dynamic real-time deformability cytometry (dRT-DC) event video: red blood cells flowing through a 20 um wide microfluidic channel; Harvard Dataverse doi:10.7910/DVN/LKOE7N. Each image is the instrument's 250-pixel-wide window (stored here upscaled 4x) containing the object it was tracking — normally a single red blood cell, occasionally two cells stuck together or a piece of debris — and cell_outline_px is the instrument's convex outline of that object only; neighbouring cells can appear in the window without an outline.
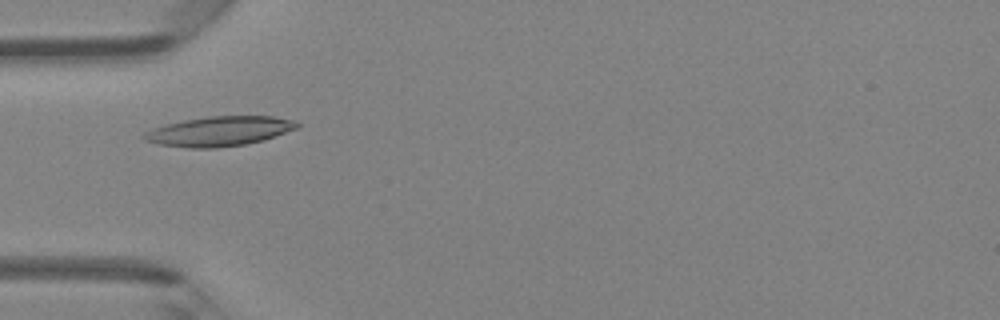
{"species": "Egyptian fruit bat (a non-hibernating species)", "species_latin": "Rousettus aegyptiacus", "temperature_condition": "room temperature", "stored_images_in_passage": 30, "camera_frame_rate_fps": 3000, "um_per_image_px": 0.085, "animal": {"sex": "female"}, "frame": {"image": 1, "passage_image": 2, "time_ms": 0.333, "image_size_px": [1000, 320], "cell_outline_px": [[300, 128], [264, 140], [244, 144], [216, 148], [188, 148], [160, 144], [144, 140], [140, 136], [144, 132], [152, 128], [184, 120], [208, 116], [272, 116], [296, 120], [300, 124]], "centroid_in_image_um": [18.67, 11.15], "position_along_channel_um": 66.3, "area_um2": 26.65}}
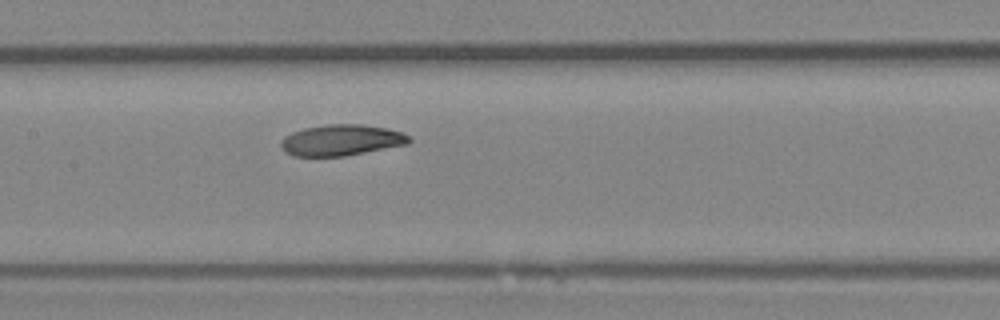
{"frame": {"image": 2, "passage_image": 10, "time_ms": 3.0, "image_size_px": [1000, 320], "cell_outline_px": [[412, 140], [408, 144], [344, 156], [292, 156], [280, 144], [280, 140], [284, 136], [292, 132], [304, 128], [328, 124], [360, 124], [388, 128], [400, 132], [408, 136]], "centroid_in_image_um": [29.01, 11.9], "position_along_channel_um": 178.4, "area_um2": 23.06}}
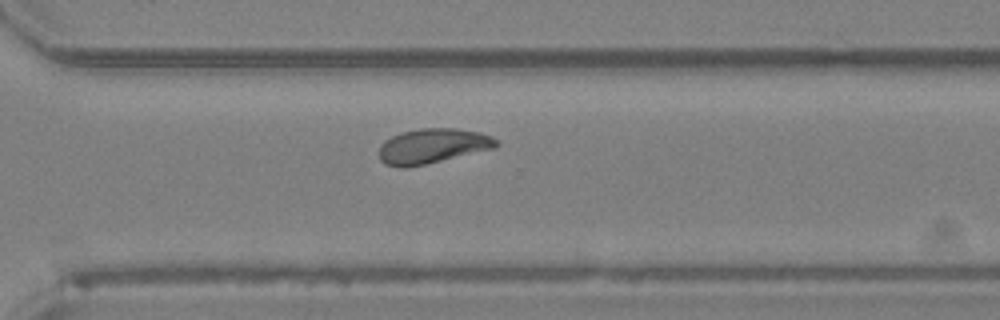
{"frame": {"image": 3, "passage_image": 21, "time_ms": 6.667, "image_size_px": [1000, 320], "cell_outline_px": [[496, 144], [492, 148], [424, 164], [404, 168], [400, 168], [384, 164], [380, 160], [380, 144], [384, 140], [400, 132], [420, 128], [456, 128], [480, 132], [492, 136], [496, 140]], "centroid_in_image_um": [36.69, 12.4], "position_along_channel_um": 333.9, "area_um2": 23.52}, "authors_computed_cell_mechanics": {"area_um2": 23.6113, "velocity_mm_per_s": 4.2423, "shape_relaxation_time_tau1_ms": 3.7565, "shape_relaxation_time_tau2_ms": 2.151, "deformation_change_tau1": 0.139, "deformation_change_tau2": 0.0594}}